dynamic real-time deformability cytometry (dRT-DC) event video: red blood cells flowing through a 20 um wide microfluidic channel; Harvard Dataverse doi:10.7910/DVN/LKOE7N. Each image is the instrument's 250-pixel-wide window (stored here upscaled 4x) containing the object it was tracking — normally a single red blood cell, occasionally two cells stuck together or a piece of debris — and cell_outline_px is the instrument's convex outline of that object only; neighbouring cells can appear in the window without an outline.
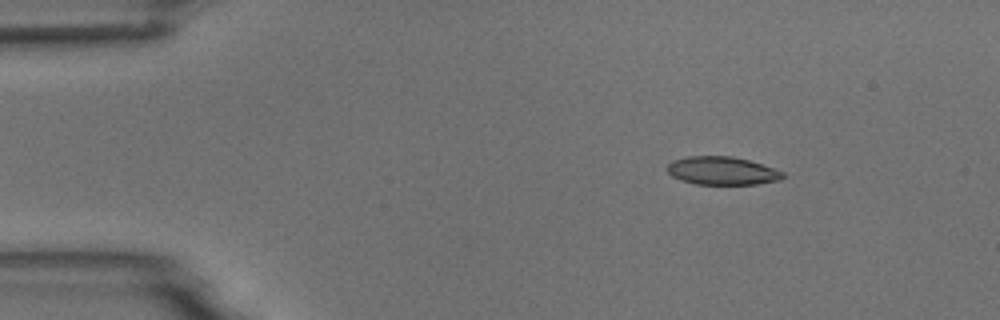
{"species": "common noctule bat (a hibernating species)", "species_latin": "Nyctalus noctula", "temperature_condition": "room temperature", "stored_images_in_passage": 3, "camera_frame_rate_fps": 3000, "um_per_image_px": 0.085, "animal": {"sex": "male", "body_mass_g": 18.8}, "frame": {"image": 1, "passage_image": 1, "time_ms": 0.0, "image_size_px": [1000, 320], "cell_outline_px": [[784, 176], [780, 180], [756, 184], [696, 184], [680, 180], [672, 176], [668, 172], [668, 164], [672, 160], [688, 156], [732, 156], [748, 160], [784, 172]], "centroid_in_image_um": [61.35, 14.51], "position_along_channel_um": 23.6, "area_um2": 18.84}}